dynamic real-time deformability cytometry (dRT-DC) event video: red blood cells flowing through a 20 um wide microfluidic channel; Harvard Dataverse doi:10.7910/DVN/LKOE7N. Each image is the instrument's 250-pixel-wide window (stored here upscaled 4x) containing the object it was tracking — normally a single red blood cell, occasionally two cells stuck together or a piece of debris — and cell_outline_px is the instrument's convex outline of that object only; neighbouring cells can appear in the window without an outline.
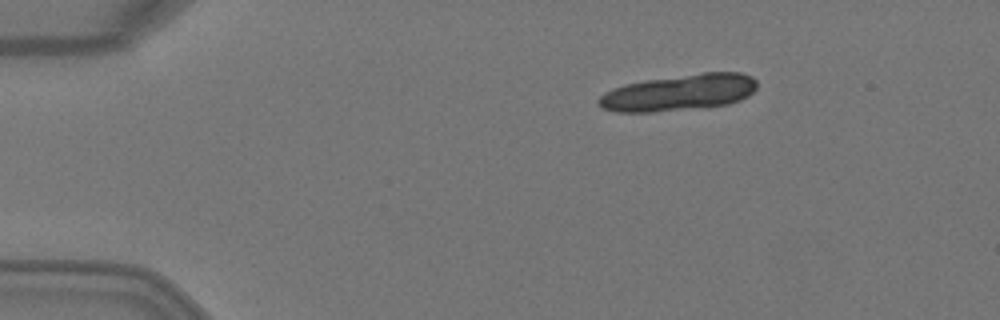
{"species": "Egyptian fruit bat (a non-hibernating species)", "species_latin": "Rousettus aegyptiacus", "temperature_condition": "warm", "stored_images_in_passage": 5, "camera_frame_rate_fps": 3000, "um_per_image_px": 0.085, "animal": {"sex": "female"}, "frame": {"image": 1, "passage_image": 5, "time_ms": 1.333, "image_size_px": [1000, 320], "cell_outline_px": [[756, 88], [748, 96], [740, 100], [728, 104], [708, 108], [652, 112], [616, 112], [600, 108], [596, 104], [596, 100], [604, 92], [612, 88], [624, 84], [648, 80], [700, 72], [740, 72], [752, 76], [756, 80]], "centroid_in_image_um": [57.7, 7.88], "position_along_channel_um": 27.3, "area_um2": 34.1}}